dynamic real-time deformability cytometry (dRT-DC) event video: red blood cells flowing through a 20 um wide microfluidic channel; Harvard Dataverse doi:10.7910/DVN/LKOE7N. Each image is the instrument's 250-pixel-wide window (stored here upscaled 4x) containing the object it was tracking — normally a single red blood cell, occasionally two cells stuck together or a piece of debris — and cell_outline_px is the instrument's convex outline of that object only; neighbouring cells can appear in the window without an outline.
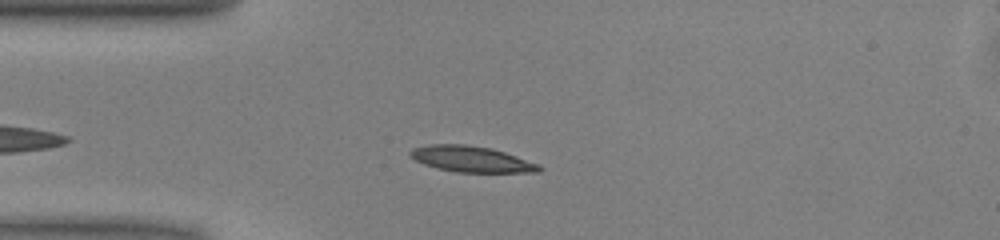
{"species": "common noctule bat (a hibernating species)", "species_latin": "Nyctalus noctula", "temperature_condition": "warm", "stored_images_in_passage": 44, "camera_frame_rate_fps": 3000, "um_per_image_px": 0.085, "animal": {"sex": "male", "body_mass_g": 13.0, "forearm_length_mm": 53.1}, "frame": {"image": 1, "passage_image": 9, "time_ms": 2.667, "image_size_px": [1000, 240], "cell_outline_px": [[544, 168], [540, 172], [456, 172], [436, 168], [424, 164], [408, 156], [408, 152], [412, 148], [428, 144], [464, 144], [492, 148], [540, 164]], "centroid_in_image_um": [40.05, 13.52], "position_along_channel_um": 44.9, "area_um2": 19.65}}
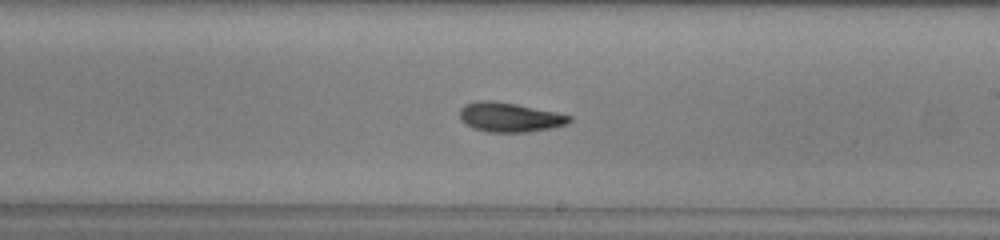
{"frame": {"image": 2, "passage_image": 25, "time_ms": 8.0, "image_size_px": [1000, 240], "cell_outline_px": [[572, 120], [568, 124], [552, 128], [528, 132], [488, 132], [472, 128], [464, 124], [460, 120], [460, 108], [464, 104], [480, 100], [496, 100], [556, 112], [572, 116]], "centroid_in_image_um": [43.3, 9.96], "position_along_channel_um": 245.7, "area_um2": 19.07}}
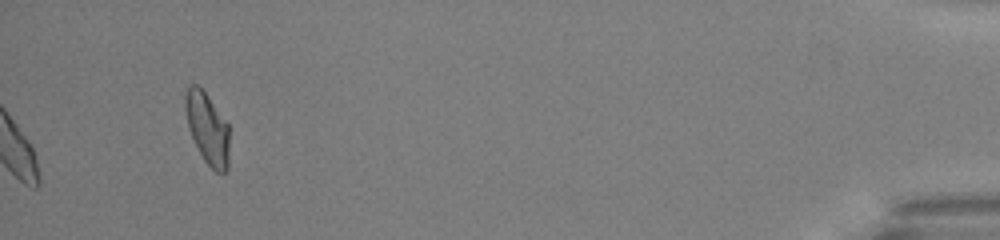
{"frame": {"image": 3, "passage_image": 44, "time_ms": 14.333, "image_size_px": [1000, 240], "cell_outline_px": [[228, 168], [224, 172], [216, 172], [204, 160], [188, 128], [184, 108], [184, 92], [188, 84], [196, 84], [208, 96], [228, 124]], "centroid_in_image_um": [17.59, 10.86], "position_along_channel_um": 417.6, "area_um2": 18.21}, "authors_computed_cell_mechanics": {"area_um2": 18.6694, "velocity_mm_per_s": 4.03, "shape_relaxation_time_tau1_ms": 4.4357, "shape_relaxation_time_tau2_ms": 3.5113, "deformation_change_tau1": 0.1664, "deformation_change_tau2": 0.1026}}